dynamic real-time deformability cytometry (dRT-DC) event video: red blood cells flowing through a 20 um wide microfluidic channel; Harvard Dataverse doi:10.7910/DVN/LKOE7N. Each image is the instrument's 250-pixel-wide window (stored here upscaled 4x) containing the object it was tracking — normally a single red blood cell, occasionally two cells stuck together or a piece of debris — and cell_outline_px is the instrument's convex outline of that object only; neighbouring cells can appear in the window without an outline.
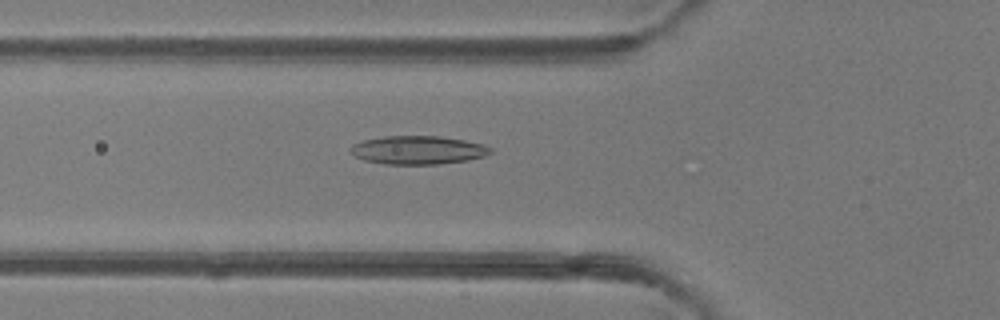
{"species": "common noctule bat (a hibernating species)", "species_latin": "Nyctalus noctula", "temperature_condition": "room temperature", "stored_images_in_passage": 43, "camera_frame_rate_fps": 3000, "um_per_image_px": 0.085, "animal": {"sex": "female"}, "frame": {"image": 1, "passage_image": 17, "time_ms": 5.333, "image_size_px": [1000, 320], "cell_outline_px": [[492, 152], [484, 156], [468, 160], [436, 164], [384, 164], [364, 160], [356, 156], [348, 148], [352, 144], [364, 140], [384, 136], [440, 136], [464, 140], [484, 144], [492, 148]], "centroid_in_image_um": [35.53, 12.75], "position_along_channel_um": 90.3, "area_um2": 23.18}}
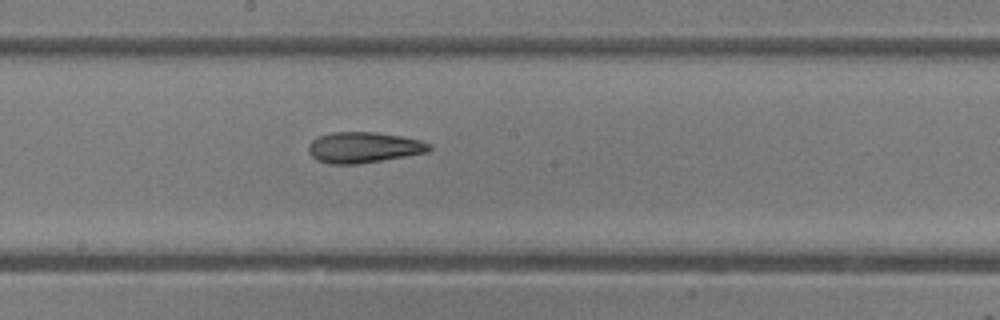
{"frame": {"image": 2, "passage_image": 26, "time_ms": 8.333, "image_size_px": [1000, 320], "cell_outline_px": [[432, 148], [428, 152], [356, 164], [328, 164], [316, 160], [308, 152], [308, 144], [312, 140], [320, 136], [332, 132], [376, 132], [400, 136], [420, 140], [432, 144]], "centroid_in_image_um": [30.89, 12.53], "position_along_channel_um": 217.3, "area_um2": 21.62}}
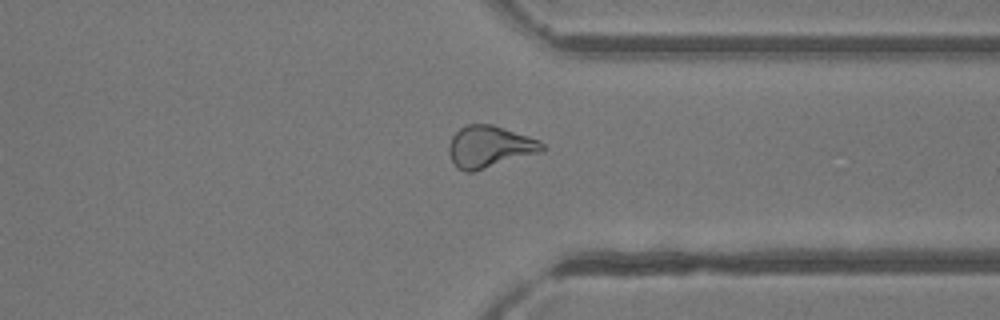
{"frame": {"image": 3, "passage_image": 37, "time_ms": 12.0, "image_size_px": [1000, 320], "cell_outline_px": [[544, 152], [472, 172], [464, 172], [456, 168], [448, 152], [448, 144], [452, 136], [460, 128], [468, 124], [492, 124], [540, 140], [544, 144]], "centroid_in_image_um": [41.62, 12.48], "position_along_channel_um": 369.8, "area_um2": 22.95}}